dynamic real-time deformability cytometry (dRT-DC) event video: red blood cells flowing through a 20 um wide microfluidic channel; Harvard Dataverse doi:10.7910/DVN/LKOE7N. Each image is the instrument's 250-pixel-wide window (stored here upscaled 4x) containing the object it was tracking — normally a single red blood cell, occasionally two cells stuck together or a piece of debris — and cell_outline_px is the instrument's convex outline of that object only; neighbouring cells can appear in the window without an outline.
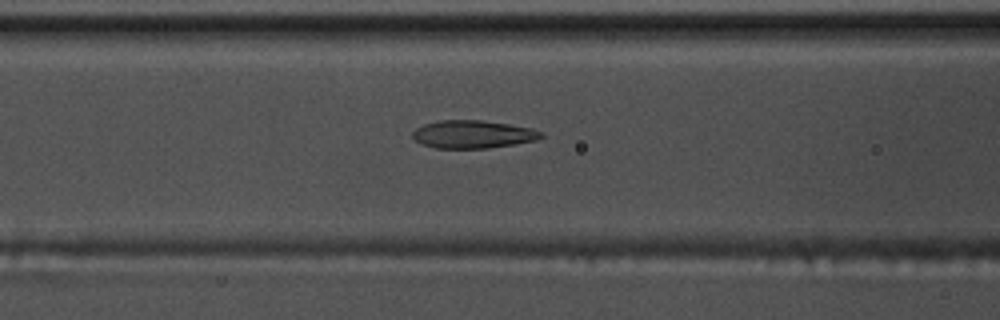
{"species": "common noctule bat (a hibernating species)", "species_latin": "Nyctalus noctula", "temperature_condition": "warm", "stored_images_in_passage": 51, "camera_frame_rate_fps": 3000, "um_per_image_px": 0.085, "animal": {"sex": "male", "body_mass_g": 17.5, "forearm_length_mm": 52.3}, "frame": {"image": 1, "passage_image": 19, "time_ms": 6.0, "image_size_px": [1000, 320], "cell_outline_px": [[544, 136], [536, 140], [516, 144], [488, 148], [436, 148], [420, 144], [412, 136], [412, 132], [416, 128], [424, 124], [440, 120], [480, 120], [508, 124], [532, 128], [544, 132]], "centroid_in_image_um": [40.21, 11.42], "position_along_channel_um": 126.4, "area_um2": 20.98}}
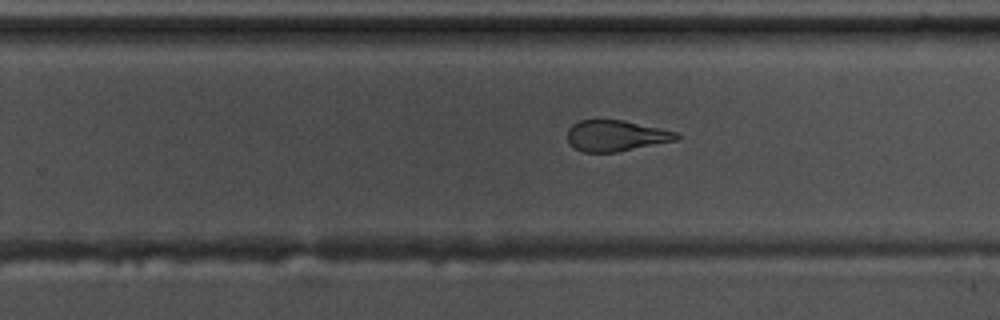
{"frame": {"image": 2, "passage_image": 31, "time_ms": 10.0, "image_size_px": [1000, 320], "cell_outline_px": [[680, 140], [616, 152], [584, 152], [568, 144], [568, 128], [572, 124], [580, 120], [624, 120], [676, 132], [680, 136]], "centroid_in_image_um": [52.36, 11.54], "position_along_channel_um": 277.4, "area_um2": 19.71}}
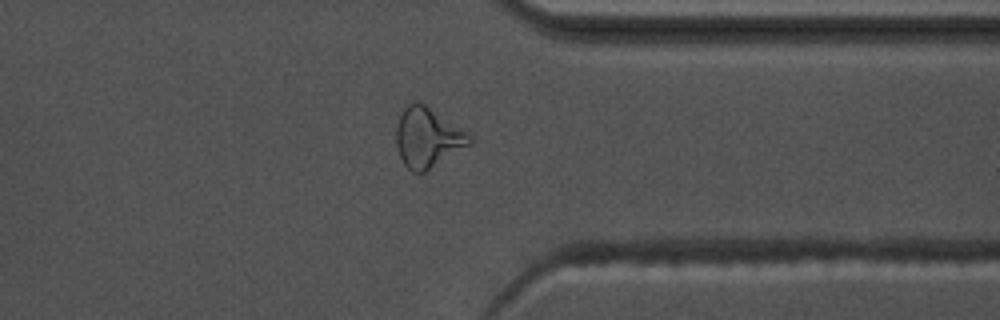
{"frame": {"image": 3, "passage_image": 39, "time_ms": 12.667, "image_size_px": [1000, 320], "cell_outline_px": [[472, 144], [424, 172], [412, 172], [404, 164], [400, 156], [396, 144], [396, 124], [404, 108], [412, 100], [420, 100], [464, 132], [472, 140]], "centroid_in_image_um": [36.29, 11.68], "position_along_channel_um": 375.1, "area_um2": 25.14}}